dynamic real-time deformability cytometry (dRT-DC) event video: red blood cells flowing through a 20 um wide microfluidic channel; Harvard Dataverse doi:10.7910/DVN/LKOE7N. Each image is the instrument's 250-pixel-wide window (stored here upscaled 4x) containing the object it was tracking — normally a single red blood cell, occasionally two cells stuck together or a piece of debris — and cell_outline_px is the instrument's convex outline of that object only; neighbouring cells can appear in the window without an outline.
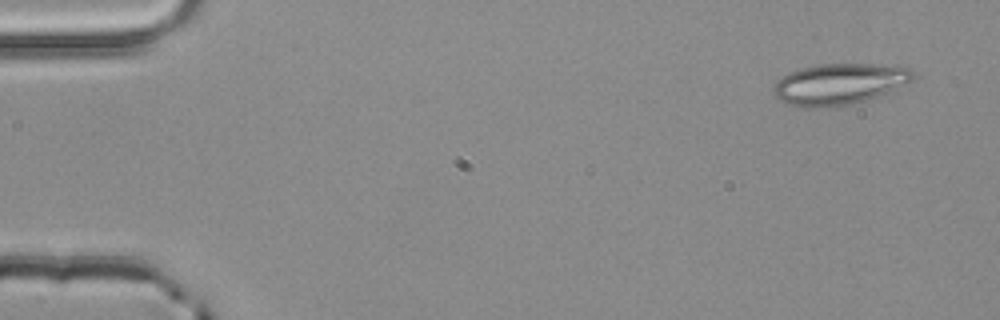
{"species": "common noctule bat (a hibernating species)", "species_latin": "Nyctalus noctula", "temperature_condition": "room temperature", "stored_images_in_passage": 4, "camera_frame_rate_fps": 3000, "um_per_image_px": 0.085, "animal": {"sex": "male", "body_mass_g": 20.4}, "frame": {"image": 1, "passage_image": 1, "time_ms": 0.0, "image_size_px": [1000, 320], "cell_outline_px": [[916, 76], [912, 80], [896, 92], [836, 108], [804, 108], [788, 104], [780, 100], [772, 92], [772, 84], [788, 72], [800, 68], [820, 64], [872, 64], [912, 68]], "centroid_in_image_um": [71.37, 7.17], "position_along_channel_um": 13.6, "area_um2": 34.39}}